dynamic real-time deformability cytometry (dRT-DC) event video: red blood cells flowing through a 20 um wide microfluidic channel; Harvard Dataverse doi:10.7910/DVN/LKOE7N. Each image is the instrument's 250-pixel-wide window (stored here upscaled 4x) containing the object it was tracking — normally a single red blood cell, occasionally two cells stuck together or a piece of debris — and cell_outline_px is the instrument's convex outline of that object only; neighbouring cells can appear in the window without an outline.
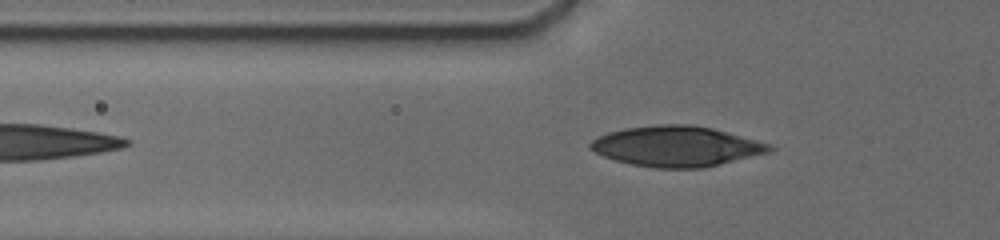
{"species": "human", "species_latin": "Homo sapiens", "temperature_condition": "cold", "stored_images_in_passage": 58, "camera_frame_rate_fps": 3000, "um_per_image_px": 0.085, "donor": {"sex": "male"}, "frame": {"image": 1, "passage_image": 13, "time_ms": 2.0, "image_size_px": [1000, 240], "cell_outline_px": [[776, 148], [768, 152], [700, 168], [656, 168], [632, 164], [616, 160], [604, 156], [588, 148], [588, 144], [596, 136], [608, 132], [624, 128], [656, 124], [688, 124], [712, 128], [772, 144]], "centroid_in_image_um": [57.45, 12.42], "position_along_channel_um": 68.3, "area_um2": 41.91}}
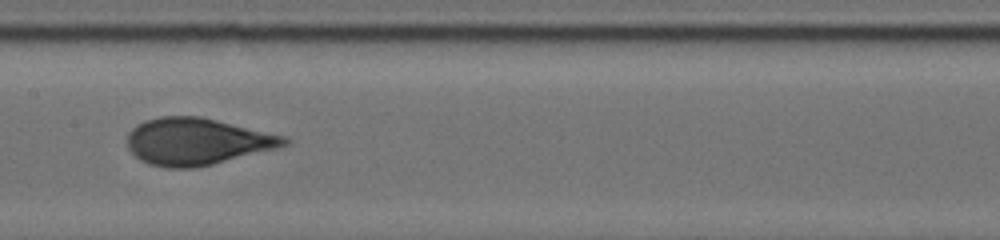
{"frame": {"image": 2, "passage_image": 31, "time_ms": 5.333, "image_size_px": [1000, 240], "cell_outline_px": [[292, 140], [288, 144], [276, 148], [196, 168], [168, 168], [148, 164], [140, 160], [128, 148], [128, 132], [136, 124], [144, 120], [160, 116], [200, 116], [288, 136]], "centroid_in_image_um": [16.74, 12.02], "position_along_channel_um": 190.7, "area_um2": 43.06}}
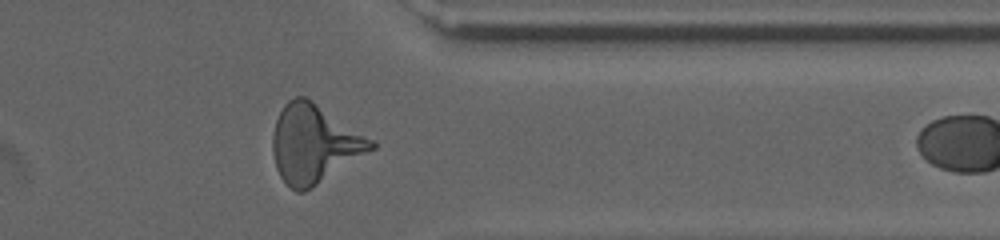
{"frame": {"image": 3, "passage_image": 52, "time_ms": 9.0, "image_size_px": [1000, 240], "cell_outline_px": [[376, 148], [312, 188], [304, 192], [296, 192], [280, 176], [276, 168], [272, 152], [272, 136], [276, 120], [284, 104], [288, 100], [296, 96], [304, 96], [376, 140]], "centroid_in_image_um": [26.72, 12.23], "position_along_channel_um": 384.7, "area_um2": 44.91}}